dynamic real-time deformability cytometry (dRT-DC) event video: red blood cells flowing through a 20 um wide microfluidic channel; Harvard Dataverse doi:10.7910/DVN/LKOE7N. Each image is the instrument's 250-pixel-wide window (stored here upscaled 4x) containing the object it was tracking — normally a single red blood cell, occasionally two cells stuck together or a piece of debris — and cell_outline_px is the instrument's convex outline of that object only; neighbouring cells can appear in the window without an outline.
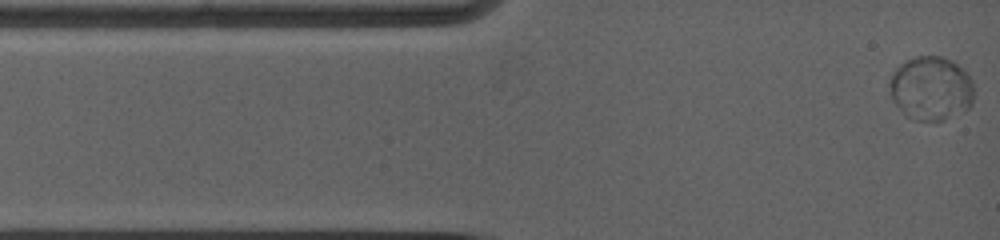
{"species": "common noctule bat (a hibernating species)", "species_latin": "Nyctalus noctula", "temperature_condition": "warm", "stored_images_in_passage": 77, "camera_frame_rate_fps": 5000, "um_per_image_px": 0.085, "animal": {"sex": "female", "body_mass_g": 19.0, "forearm_length_mm": 53.3}, "frame": {"image": 1, "passage_image": 1, "time_ms": 0.0, "image_size_px": [1000, 240], "cell_outline_px": [[972, 100], [968, 104], [896, 104], [892, 96], [888, 84], [896, 68], [900, 64], [916, 56], [940, 56], [952, 60], [964, 68], [972, 80]], "centroid_in_image_um": [79.12, 6.98], "position_along_channel_um": 5.9, "area_um2": 24.74}}
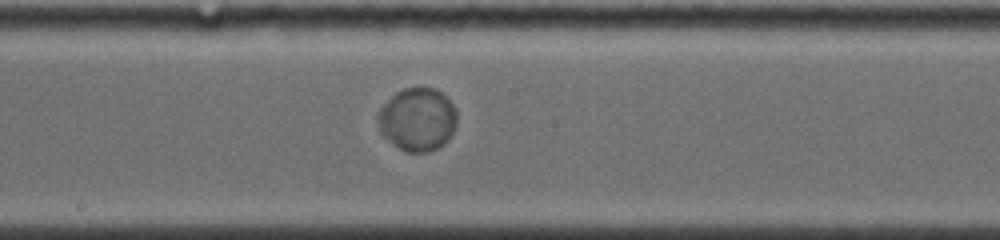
{"frame": {"image": 2, "passage_image": 32, "time_ms": 7.2, "image_size_px": [1000, 240], "cell_outline_px": [[456, 120], [452, 132], [444, 144], [440, 148], [428, 152], [404, 152], [380, 128], [380, 108], [396, 92], [404, 88], [436, 88], [456, 108]], "centroid_in_image_um": [35.54, 10.14], "position_along_channel_um": 212.7, "area_um2": 28.21}}
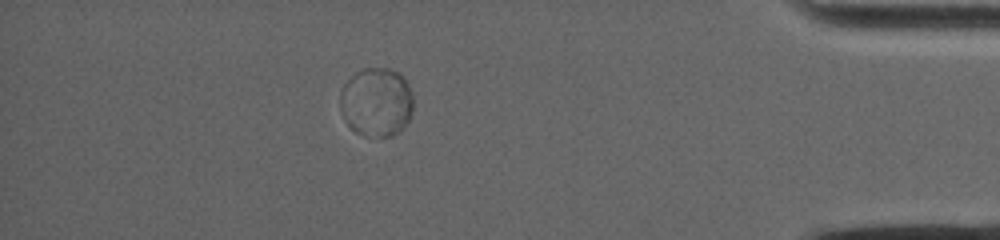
{"frame": {"image": 3, "passage_image": 64, "time_ms": 13.6, "image_size_px": [1000, 240], "cell_outline_px": [[412, 112], [404, 128], [400, 132], [392, 136], [380, 136], [340, 108], [340, 92], [344, 84], [356, 72], [364, 68], [388, 68], [404, 76], [412, 92]], "centroid_in_image_um": [32.14, 8.51], "position_along_channel_um": 403.1, "area_um2": 27.17}}